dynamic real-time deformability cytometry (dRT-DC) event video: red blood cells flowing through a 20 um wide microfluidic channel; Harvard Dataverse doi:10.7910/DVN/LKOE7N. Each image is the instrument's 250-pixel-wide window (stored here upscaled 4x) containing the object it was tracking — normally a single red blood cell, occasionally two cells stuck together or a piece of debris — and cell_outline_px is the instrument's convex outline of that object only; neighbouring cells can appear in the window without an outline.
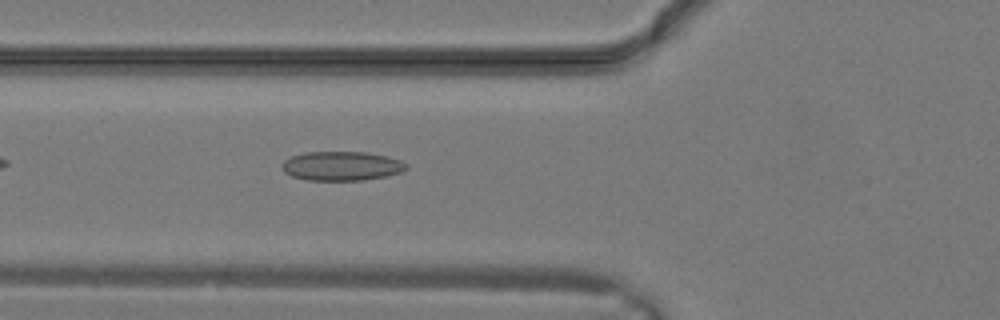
{"species": "common noctule bat (a hibernating species)", "species_latin": "Nyctalus noctula", "temperature_condition": "warm", "stored_images_in_passage": 22, "camera_frame_rate_fps": 3000, "um_per_image_px": 0.085, "animal": {"sex": "male", "body_mass_g": 19.2, "forearm_length_mm": 51.8}, "frame": {"image": 1, "passage_image": 3, "time_ms": 0.667, "image_size_px": [1000, 320], "cell_outline_px": [[408, 168], [400, 172], [388, 176], [364, 180], [308, 180], [292, 176], [284, 172], [280, 164], [284, 160], [292, 156], [304, 152], [368, 152], [400, 160], [408, 164]], "centroid_in_image_um": [29.03, 14.11], "position_along_channel_um": 96.8, "area_um2": 21.21}}
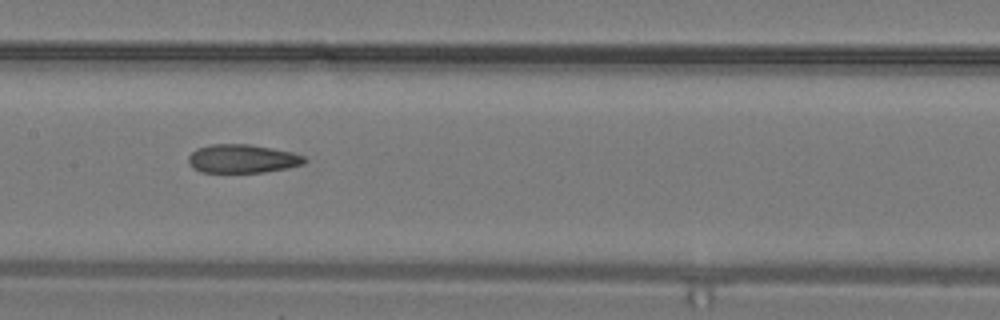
{"frame": {"image": 2, "passage_image": 7, "time_ms": 2.0, "image_size_px": [1000, 320], "cell_outline_px": [[308, 160], [304, 164], [288, 168], [264, 172], [200, 172], [192, 168], [188, 164], [188, 156], [196, 148], [212, 144], [252, 144], [292, 152], [304, 156]], "centroid_in_image_um": [20.6, 13.49], "position_along_channel_um": 186.8, "area_um2": 19.54}}
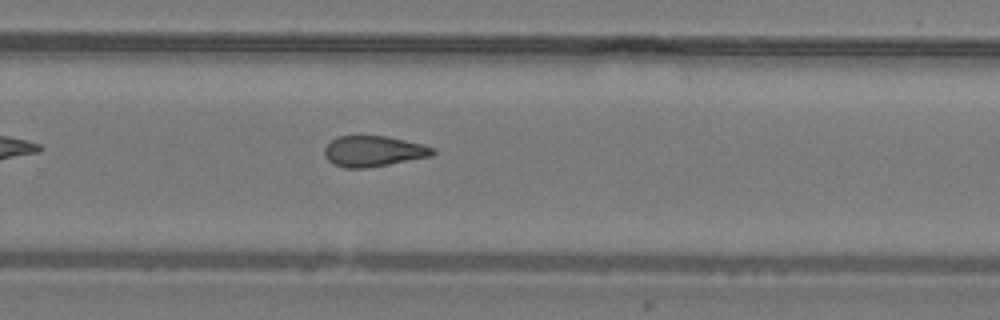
{"frame": {"image": 3, "passage_image": 12, "time_ms": 3.667, "image_size_px": [1000, 320], "cell_outline_px": [[436, 152], [432, 156], [368, 168], [344, 168], [332, 164], [324, 156], [324, 148], [336, 136], [388, 136], [424, 144], [436, 148]], "centroid_in_image_um": [31.76, 12.85], "position_along_channel_um": 298.0, "area_um2": 19.65}}